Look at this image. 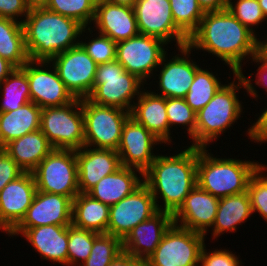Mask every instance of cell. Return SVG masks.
<instances>
[{
  "label": "cell",
  "instance_id": "cell-32",
  "mask_svg": "<svg viewBox=\"0 0 267 266\" xmlns=\"http://www.w3.org/2000/svg\"><path fill=\"white\" fill-rule=\"evenodd\" d=\"M0 90L3 91L2 96L4 99L0 103V112L16 110L31 101L29 81L26 72L22 68H15L0 84Z\"/></svg>",
  "mask_w": 267,
  "mask_h": 266
},
{
  "label": "cell",
  "instance_id": "cell-12",
  "mask_svg": "<svg viewBox=\"0 0 267 266\" xmlns=\"http://www.w3.org/2000/svg\"><path fill=\"white\" fill-rule=\"evenodd\" d=\"M158 211L150 189L143 182L131 194L110 206L107 234L123 240L134 227Z\"/></svg>",
  "mask_w": 267,
  "mask_h": 266
},
{
  "label": "cell",
  "instance_id": "cell-20",
  "mask_svg": "<svg viewBox=\"0 0 267 266\" xmlns=\"http://www.w3.org/2000/svg\"><path fill=\"white\" fill-rule=\"evenodd\" d=\"M172 223V213L159 210L126 235L122 240V250L135 258L146 260L160 244L164 233Z\"/></svg>",
  "mask_w": 267,
  "mask_h": 266
},
{
  "label": "cell",
  "instance_id": "cell-29",
  "mask_svg": "<svg viewBox=\"0 0 267 266\" xmlns=\"http://www.w3.org/2000/svg\"><path fill=\"white\" fill-rule=\"evenodd\" d=\"M248 191L219 199L218 209L213 224V238L225 232H234L237 225L247 221L252 215ZM246 220V221H245Z\"/></svg>",
  "mask_w": 267,
  "mask_h": 266
},
{
  "label": "cell",
  "instance_id": "cell-39",
  "mask_svg": "<svg viewBox=\"0 0 267 266\" xmlns=\"http://www.w3.org/2000/svg\"><path fill=\"white\" fill-rule=\"evenodd\" d=\"M265 165L260 166L250 177L247 191L250 197L252 212H258L267 222V177L263 176ZM262 174V175H261Z\"/></svg>",
  "mask_w": 267,
  "mask_h": 266
},
{
  "label": "cell",
  "instance_id": "cell-53",
  "mask_svg": "<svg viewBox=\"0 0 267 266\" xmlns=\"http://www.w3.org/2000/svg\"><path fill=\"white\" fill-rule=\"evenodd\" d=\"M258 3L260 5V8L262 9L264 16L267 19V0H258Z\"/></svg>",
  "mask_w": 267,
  "mask_h": 266
},
{
  "label": "cell",
  "instance_id": "cell-17",
  "mask_svg": "<svg viewBox=\"0 0 267 266\" xmlns=\"http://www.w3.org/2000/svg\"><path fill=\"white\" fill-rule=\"evenodd\" d=\"M72 199L60 194L36 191L31 206L15 228H35L43 225L70 226Z\"/></svg>",
  "mask_w": 267,
  "mask_h": 266
},
{
  "label": "cell",
  "instance_id": "cell-13",
  "mask_svg": "<svg viewBox=\"0 0 267 266\" xmlns=\"http://www.w3.org/2000/svg\"><path fill=\"white\" fill-rule=\"evenodd\" d=\"M139 34L175 40L178 48L188 44V37L176 26L169 0H136L133 5Z\"/></svg>",
  "mask_w": 267,
  "mask_h": 266
},
{
  "label": "cell",
  "instance_id": "cell-41",
  "mask_svg": "<svg viewBox=\"0 0 267 266\" xmlns=\"http://www.w3.org/2000/svg\"><path fill=\"white\" fill-rule=\"evenodd\" d=\"M98 37L89 42L79 41L86 53L97 63H108L116 60L117 42L110 37L98 33Z\"/></svg>",
  "mask_w": 267,
  "mask_h": 266
},
{
  "label": "cell",
  "instance_id": "cell-44",
  "mask_svg": "<svg viewBox=\"0 0 267 266\" xmlns=\"http://www.w3.org/2000/svg\"><path fill=\"white\" fill-rule=\"evenodd\" d=\"M27 0H0V17L17 21L29 13Z\"/></svg>",
  "mask_w": 267,
  "mask_h": 266
},
{
  "label": "cell",
  "instance_id": "cell-9",
  "mask_svg": "<svg viewBox=\"0 0 267 266\" xmlns=\"http://www.w3.org/2000/svg\"><path fill=\"white\" fill-rule=\"evenodd\" d=\"M82 112L84 146L117 151L123 126L130 117V112L117 107L98 105L88 98H82Z\"/></svg>",
  "mask_w": 267,
  "mask_h": 266
},
{
  "label": "cell",
  "instance_id": "cell-38",
  "mask_svg": "<svg viewBox=\"0 0 267 266\" xmlns=\"http://www.w3.org/2000/svg\"><path fill=\"white\" fill-rule=\"evenodd\" d=\"M166 112L169 128L174 124H182L181 126H186L190 138L195 134L196 112L184 98H166Z\"/></svg>",
  "mask_w": 267,
  "mask_h": 266
},
{
  "label": "cell",
  "instance_id": "cell-24",
  "mask_svg": "<svg viewBox=\"0 0 267 266\" xmlns=\"http://www.w3.org/2000/svg\"><path fill=\"white\" fill-rule=\"evenodd\" d=\"M93 21L100 34L110 37L115 42L139 34L134 9L128 5L97 1Z\"/></svg>",
  "mask_w": 267,
  "mask_h": 266
},
{
  "label": "cell",
  "instance_id": "cell-50",
  "mask_svg": "<svg viewBox=\"0 0 267 266\" xmlns=\"http://www.w3.org/2000/svg\"><path fill=\"white\" fill-rule=\"evenodd\" d=\"M50 0H27L29 8L46 7Z\"/></svg>",
  "mask_w": 267,
  "mask_h": 266
},
{
  "label": "cell",
  "instance_id": "cell-25",
  "mask_svg": "<svg viewBox=\"0 0 267 266\" xmlns=\"http://www.w3.org/2000/svg\"><path fill=\"white\" fill-rule=\"evenodd\" d=\"M137 100V103L133 101L130 117L142 124L162 143L171 142L166 98L147 90L146 92L141 91Z\"/></svg>",
  "mask_w": 267,
  "mask_h": 266
},
{
  "label": "cell",
  "instance_id": "cell-4",
  "mask_svg": "<svg viewBox=\"0 0 267 266\" xmlns=\"http://www.w3.org/2000/svg\"><path fill=\"white\" fill-rule=\"evenodd\" d=\"M238 80L223 85L209 103L196 113V129L195 134L191 137L193 140L192 147L207 148V145L217 139L221 133L230 128L240 117L242 105L237 98V92L240 87L252 95L258 97L252 79L246 78L243 72L234 74Z\"/></svg>",
  "mask_w": 267,
  "mask_h": 266
},
{
  "label": "cell",
  "instance_id": "cell-3",
  "mask_svg": "<svg viewBox=\"0 0 267 266\" xmlns=\"http://www.w3.org/2000/svg\"><path fill=\"white\" fill-rule=\"evenodd\" d=\"M143 179L158 210L173 214L197 185V147L189 146L173 156L157 155L143 173ZM157 197L163 198L164 207L157 204Z\"/></svg>",
  "mask_w": 267,
  "mask_h": 266
},
{
  "label": "cell",
  "instance_id": "cell-28",
  "mask_svg": "<svg viewBox=\"0 0 267 266\" xmlns=\"http://www.w3.org/2000/svg\"><path fill=\"white\" fill-rule=\"evenodd\" d=\"M41 108L32 101L20 108L0 112V144L3 148L10 141L40 129Z\"/></svg>",
  "mask_w": 267,
  "mask_h": 266
},
{
  "label": "cell",
  "instance_id": "cell-43",
  "mask_svg": "<svg viewBox=\"0 0 267 266\" xmlns=\"http://www.w3.org/2000/svg\"><path fill=\"white\" fill-rule=\"evenodd\" d=\"M24 171L4 149L0 150V191L11 181L16 180Z\"/></svg>",
  "mask_w": 267,
  "mask_h": 266
},
{
  "label": "cell",
  "instance_id": "cell-10",
  "mask_svg": "<svg viewBox=\"0 0 267 266\" xmlns=\"http://www.w3.org/2000/svg\"><path fill=\"white\" fill-rule=\"evenodd\" d=\"M205 235L175 223L164 233L160 244L146 259L147 266H199Z\"/></svg>",
  "mask_w": 267,
  "mask_h": 266
},
{
  "label": "cell",
  "instance_id": "cell-34",
  "mask_svg": "<svg viewBox=\"0 0 267 266\" xmlns=\"http://www.w3.org/2000/svg\"><path fill=\"white\" fill-rule=\"evenodd\" d=\"M176 26L189 38L204 16L197 0H169Z\"/></svg>",
  "mask_w": 267,
  "mask_h": 266
},
{
  "label": "cell",
  "instance_id": "cell-36",
  "mask_svg": "<svg viewBox=\"0 0 267 266\" xmlns=\"http://www.w3.org/2000/svg\"><path fill=\"white\" fill-rule=\"evenodd\" d=\"M99 233L68 226V266H81L89 257L94 240Z\"/></svg>",
  "mask_w": 267,
  "mask_h": 266
},
{
  "label": "cell",
  "instance_id": "cell-54",
  "mask_svg": "<svg viewBox=\"0 0 267 266\" xmlns=\"http://www.w3.org/2000/svg\"><path fill=\"white\" fill-rule=\"evenodd\" d=\"M0 229L3 230V232H7V235L9 234V232L0 224Z\"/></svg>",
  "mask_w": 267,
  "mask_h": 266
},
{
  "label": "cell",
  "instance_id": "cell-30",
  "mask_svg": "<svg viewBox=\"0 0 267 266\" xmlns=\"http://www.w3.org/2000/svg\"><path fill=\"white\" fill-rule=\"evenodd\" d=\"M109 208L87 193H79L72 200V225L99 234H107Z\"/></svg>",
  "mask_w": 267,
  "mask_h": 266
},
{
  "label": "cell",
  "instance_id": "cell-35",
  "mask_svg": "<svg viewBox=\"0 0 267 266\" xmlns=\"http://www.w3.org/2000/svg\"><path fill=\"white\" fill-rule=\"evenodd\" d=\"M96 0H50L46 8L78 21L84 27L93 22Z\"/></svg>",
  "mask_w": 267,
  "mask_h": 266
},
{
  "label": "cell",
  "instance_id": "cell-11",
  "mask_svg": "<svg viewBox=\"0 0 267 266\" xmlns=\"http://www.w3.org/2000/svg\"><path fill=\"white\" fill-rule=\"evenodd\" d=\"M166 44L159 38L138 34L117 42L116 60L127 72L146 82L167 53L163 48Z\"/></svg>",
  "mask_w": 267,
  "mask_h": 266
},
{
  "label": "cell",
  "instance_id": "cell-16",
  "mask_svg": "<svg viewBox=\"0 0 267 266\" xmlns=\"http://www.w3.org/2000/svg\"><path fill=\"white\" fill-rule=\"evenodd\" d=\"M161 141L142 124L129 117L123 126L121 140L117 148L121 165L144 173L157 157L152 151Z\"/></svg>",
  "mask_w": 267,
  "mask_h": 266
},
{
  "label": "cell",
  "instance_id": "cell-37",
  "mask_svg": "<svg viewBox=\"0 0 267 266\" xmlns=\"http://www.w3.org/2000/svg\"><path fill=\"white\" fill-rule=\"evenodd\" d=\"M121 252L122 240L110 234H100L93 242L88 259L81 266H108Z\"/></svg>",
  "mask_w": 267,
  "mask_h": 266
},
{
  "label": "cell",
  "instance_id": "cell-48",
  "mask_svg": "<svg viewBox=\"0 0 267 266\" xmlns=\"http://www.w3.org/2000/svg\"><path fill=\"white\" fill-rule=\"evenodd\" d=\"M204 12L220 11L227 8L228 0H197Z\"/></svg>",
  "mask_w": 267,
  "mask_h": 266
},
{
  "label": "cell",
  "instance_id": "cell-42",
  "mask_svg": "<svg viewBox=\"0 0 267 266\" xmlns=\"http://www.w3.org/2000/svg\"><path fill=\"white\" fill-rule=\"evenodd\" d=\"M241 261L229 250L207 252L204 246L200 256V266H240Z\"/></svg>",
  "mask_w": 267,
  "mask_h": 266
},
{
  "label": "cell",
  "instance_id": "cell-8",
  "mask_svg": "<svg viewBox=\"0 0 267 266\" xmlns=\"http://www.w3.org/2000/svg\"><path fill=\"white\" fill-rule=\"evenodd\" d=\"M38 191L72 200L79 194L76 150L53 149L32 171Z\"/></svg>",
  "mask_w": 267,
  "mask_h": 266
},
{
  "label": "cell",
  "instance_id": "cell-51",
  "mask_svg": "<svg viewBox=\"0 0 267 266\" xmlns=\"http://www.w3.org/2000/svg\"><path fill=\"white\" fill-rule=\"evenodd\" d=\"M107 2L113 3V4H120V5H128L133 7L136 0H105Z\"/></svg>",
  "mask_w": 267,
  "mask_h": 266
},
{
  "label": "cell",
  "instance_id": "cell-7",
  "mask_svg": "<svg viewBox=\"0 0 267 266\" xmlns=\"http://www.w3.org/2000/svg\"><path fill=\"white\" fill-rule=\"evenodd\" d=\"M40 130L53 149L78 150L84 146L85 129L82 99L41 110Z\"/></svg>",
  "mask_w": 267,
  "mask_h": 266
},
{
  "label": "cell",
  "instance_id": "cell-40",
  "mask_svg": "<svg viewBox=\"0 0 267 266\" xmlns=\"http://www.w3.org/2000/svg\"><path fill=\"white\" fill-rule=\"evenodd\" d=\"M228 0L227 9L253 33L252 26L259 25L266 17L258 3V0H238L235 4Z\"/></svg>",
  "mask_w": 267,
  "mask_h": 266
},
{
  "label": "cell",
  "instance_id": "cell-47",
  "mask_svg": "<svg viewBox=\"0 0 267 266\" xmlns=\"http://www.w3.org/2000/svg\"><path fill=\"white\" fill-rule=\"evenodd\" d=\"M108 266H147V263L123 251Z\"/></svg>",
  "mask_w": 267,
  "mask_h": 266
},
{
  "label": "cell",
  "instance_id": "cell-52",
  "mask_svg": "<svg viewBox=\"0 0 267 266\" xmlns=\"http://www.w3.org/2000/svg\"><path fill=\"white\" fill-rule=\"evenodd\" d=\"M260 53L267 58V38L264 41H260Z\"/></svg>",
  "mask_w": 267,
  "mask_h": 266
},
{
  "label": "cell",
  "instance_id": "cell-18",
  "mask_svg": "<svg viewBox=\"0 0 267 266\" xmlns=\"http://www.w3.org/2000/svg\"><path fill=\"white\" fill-rule=\"evenodd\" d=\"M36 191L32 172H24L0 191V224L9 233L25 216Z\"/></svg>",
  "mask_w": 267,
  "mask_h": 266
},
{
  "label": "cell",
  "instance_id": "cell-14",
  "mask_svg": "<svg viewBox=\"0 0 267 266\" xmlns=\"http://www.w3.org/2000/svg\"><path fill=\"white\" fill-rule=\"evenodd\" d=\"M50 62L75 98H87L91 94L98 64L80 44L61 52Z\"/></svg>",
  "mask_w": 267,
  "mask_h": 266
},
{
  "label": "cell",
  "instance_id": "cell-15",
  "mask_svg": "<svg viewBox=\"0 0 267 266\" xmlns=\"http://www.w3.org/2000/svg\"><path fill=\"white\" fill-rule=\"evenodd\" d=\"M47 65H51V62L29 60L22 67L29 81L31 101L41 109L63 106L73 102L76 98L60 79L54 65H51L53 70L46 69L45 66L48 67Z\"/></svg>",
  "mask_w": 267,
  "mask_h": 266
},
{
  "label": "cell",
  "instance_id": "cell-22",
  "mask_svg": "<svg viewBox=\"0 0 267 266\" xmlns=\"http://www.w3.org/2000/svg\"><path fill=\"white\" fill-rule=\"evenodd\" d=\"M79 193H87L102 178L116 172L122 165L116 150L83 146L76 150Z\"/></svg>",
  "mask_w": 267,
  "mask_h": 266
},
{
  "label": "cell",
  "instance_id": "cell-49",
  "mask_svg": "<svg viewBox=\"0 0 267 266\" xmlns=\"http://www.w3.org/2000/svg\"><path fill=\"white\" fill-rule=\"evenodd\" d=\"M15 66L0 56V84L15 70Z\"/></svg>",
  "mask_w": 267,
  "mask_h": 266
},
{
  "label": "cell",
  "instance_id": "cell-19",
  "mask_svg": "<svg viewBox=\"0 0 267 266\" xmlns=\"http://www.w3.org/2000/svg\"><path fill=\"white\" fill-rule=\"evenodd\" d=\"M218 204L219 198L196 185L172 214L173 223L207 235V229L214 224Z\"/></svg>",
  "mask_w": 267,
  "mask_h": 266
},
{
  "label": "cell",
  "instance_id": "cell-2",
  "mask_svg": "<svg viewBox=\"0 0 267 266\" xmlns=\"http://www.w3.org/2000/svg\"><path fill=\"white\" fill-rule=\"evenodd\" d=\"M21 21L27 54L32 61H51L61 52L78 45L77 39L85 30L90 34L92 31L89 26L86 29L78 21L46 7L30 9Z\"/></svg>",
  "mask_w": 267,
  "mask_h": 266
},
{
  "label": "cell",
  "instance_id": "cell-6",
  "mask_svg": "<svg viewBox=\"0 0 267 266\" xmlns=\"http://www.w3.org/2000/svg\"><path fill=\"white\" fill-rule=\"evenodd\" d=\"M143 83L137 76L127 72L117 60L98 64L93 91L87 98L98 105L130 112L133 98L139 97Z\"/></svg>",
  "mask_w": 267,
  "mask_h": 266
},
{
  "label": "cell",
  "instance_id": "cell-46",
  "mask_svg": "<svg viewBox=\"0 0 267 266\" xmlns=\"http://www.w3.org/2000/svg\"><path fill=\"white\" fill-rule=\"evenodd\" d=\"M253 62H258L257 65H259L261 63V65L258 67V70L256 73V80H255V84L259 85V86H264V88L266 89L267 92V58L264 57L260 52L255 55L253 58ZM258 78V79H257Z\"/></svg>",
  "mask_w": 267,
  "mask_h": 266
},
{
  "label": "cell",
  "instance_id": "cell-5",
  "mask_svg": "<svg viewBox=\"0 0 267 266\" xmlns=\"http://www.w3.org/2000/svg\"><path fill=\"white\" fill-rule=\"evenodd\" d=\"M206 148L197 147V185L223 198L247 191L250 177L263 164L233 158H214Z\"/></svg>",
  "mask_w": 267,
  "mask_h": 266
},
{
  "label": "cell",
  "instance_id": "cell-1",
  "mask_svg": "<svg viewBox=\"0 0 267 266\" xmlns=\"http://www.w3.org/2000/svg\"><path fill=\"white\" fill-rule=\"evenodd\" d=\"M192 50L202 49L229 65L233 74L242 72L245 57L260 52V40L226 8L205 12L197 30L189 37Z\"/></svg>",
  "mask_w": 267,
  "mask_h": 266
},
{
  "label": "cell",
  "instance_id": "cell-33",
  "mask_svg": "<svg viewBox=\"0 0 267 266\" xmlns=\"http://www.w3.org/2000/svg\"><path fill=\"white\" fill-rule=\"evenodd\" d=\"M222 86L219 78L217 79L212 72L199 67L184 99L197 113L209 103Z\"/></svg>",
  "mask_w": 267,
  "mask_h": 266
},
{
  "label": "cell",
  "instance_id": "cell-23",
  "mask_svg": "<svg viewBox=\"0 0 267 266\" xmlns=\"http://www.w3.org/2000/svg\"><path fill=\"white\" fill-rule=\"evenodd\" d=\"M23 235L42 259L68 265V226L43 225L35 228H14L9 236Z\"/></svg>",
  "mask_w": 267,
  "mask_h": 266
},
{
  "label": "cell",
  "instance_id": "cell-31",
  "mask_svg": "<svg viewBox=\"0 0 267 266\" xmlns=\"http://www.w3.org/2000/svg\"><path fill=\"white\" fill-rule=\"evenodd\" d=\"M0 56L16 68H22L29 61L21 20L0 17Z\"/></svg>",
  "mask_w": 267,
  "mask_h": 266
},
{
  "label": "cell",
  "instance_id": "cell-21",
  "mask_svg": "<svg viewBox=\"0 0 267 266\" xmlns=\"http://www.w3.org/2000/svg\"><path fill=\"white\" fill-rule=\"evenodd\" d=\"M178 49L182 53V57L177 54L166 61L167 56L165 54L160 63L164 66L159 72L158 84L161 91L159 95L165 98H185L194 80L196 70L199 68L196 62H191L188 59L192 50L188 45Z\"/></svg>",
  "mask_w": 267,
  "mask_h": 266
},
{
  "label": "cell",
  "instance_id": "cell-45",
  "mask_svg": "<svg viewBox=\"0 0 267 266\" xmlns=\"http://www.w3.org/2000/svg\"><path fill=\"white\" fill-rule=\"evenodd\" d=\"M248 136L256 142H267V108L258 117V120L248 129Z\"/></svg>",
  "mask_w": 267,
  "mask_h": 266
},
{
  "label": "cell",
  "instance_id": "cell-26",
  "mask_svg": "<svg viewBox=\"0 0 267 266\" xmlns=\"http://www.w3.org/2000/svg\"><path fill=\"white\" fill-rule=\"evenodd\" d=\"M136 172H135V171ZM143 173L135 168L121 166L116 172L102 178L87 194L109 207L131 194L143 180Z\"/></svg>",
  "mask_w": 267,
  "mask_h": 266
},
{
  "label": "cell",
  "instance_id": "cell-27",
  "mask_svg": "<svg viewBox=\"0 0 267 266\" xmlns=\"http://www.w3.org/2000/svg\"><path fill=\"white\" fill-rule=\"evenodd\" d=\"M3 149L24 172H32L53 150L43 132L38 129L7 143Z\"/></svg>",
  "mask_w": 267,
  "mask_h": 266
}]
</instances>
